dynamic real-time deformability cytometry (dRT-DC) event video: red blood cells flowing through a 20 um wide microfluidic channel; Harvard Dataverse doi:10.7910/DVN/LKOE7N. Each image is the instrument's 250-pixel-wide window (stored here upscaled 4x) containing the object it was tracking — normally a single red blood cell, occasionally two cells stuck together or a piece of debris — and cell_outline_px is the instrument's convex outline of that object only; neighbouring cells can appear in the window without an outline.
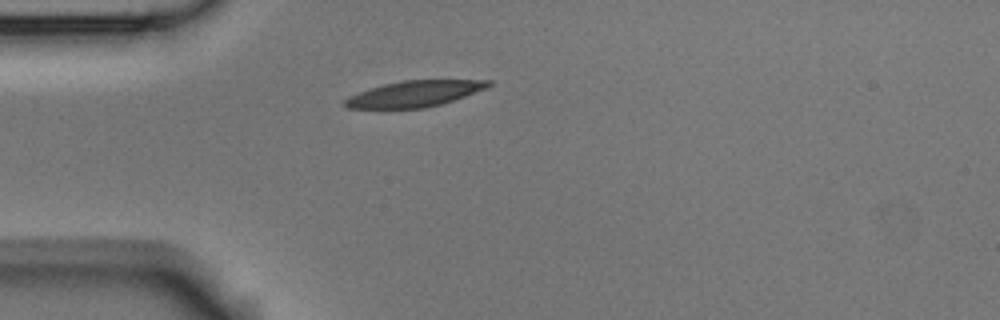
{"species": "Egyptian fruit bat (a non-hibernating species)", "species_latin": "Rousettus aegyptiacus", "temperature_condition": "room temperature", "stored_images_in_passage": 5, "camera_frame_rate_fps": 3000, "um_per_image_px": 0.085, "animal": {"sex": "male"}, "frame": {"image": 1, "passage_image": 5, "time_ms": 6.0, "image_size_px": [1000, 320], "cell_outline_px": [[492, 84], [488, 88], [440, 104], [424, 108], [348, 108], [344, 104], [344, 100], [348, 96], [384, 84], [404, 80], [492, 80]], "centroid_in_image_um": [35.26, 7.96], "position_along_channel_um": 49.7, "area_um2": 21.44}}